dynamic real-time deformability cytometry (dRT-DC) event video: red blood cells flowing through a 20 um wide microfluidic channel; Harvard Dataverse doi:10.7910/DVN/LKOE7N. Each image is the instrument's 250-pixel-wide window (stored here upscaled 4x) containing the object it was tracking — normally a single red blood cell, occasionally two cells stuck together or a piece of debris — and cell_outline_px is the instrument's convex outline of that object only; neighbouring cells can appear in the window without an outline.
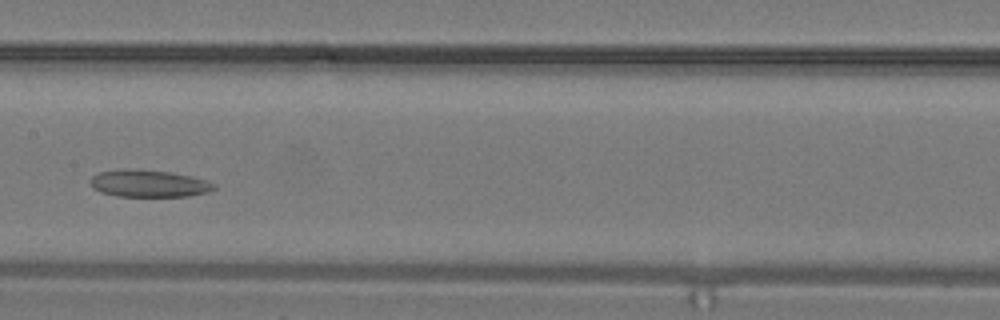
{"species": "common noctule bat (a hibernating species)", "species_latin": "Nyctalus noctula", "temperature_condition": "warm", "stored_images_in_passage": 13, "camera_frame_rate_fps": 3000, "um_per_image_px": 0.085, "animal": {"sex": "male", "body_mass_g": 19.2, "forearm_length_mm": 51.8}, "frame": {"image": 1, "passage_image": 10, "time_ms": 3.0, "image_size_px": [1000, 320], "cell_outline_px": [[216, 188], [208, 192], [188, 196], [120, 196], [100, 192], [92, 188], [88, 180], [92, 176], [100, 172], [120, 168], [136, 168], [172, 172], [192, 176], [208, 180], [216, 184]], "centroid_in_image_um": [12.64, 15.57], "position_along_channel_um": 194.8, "area_um2": 20.0}}
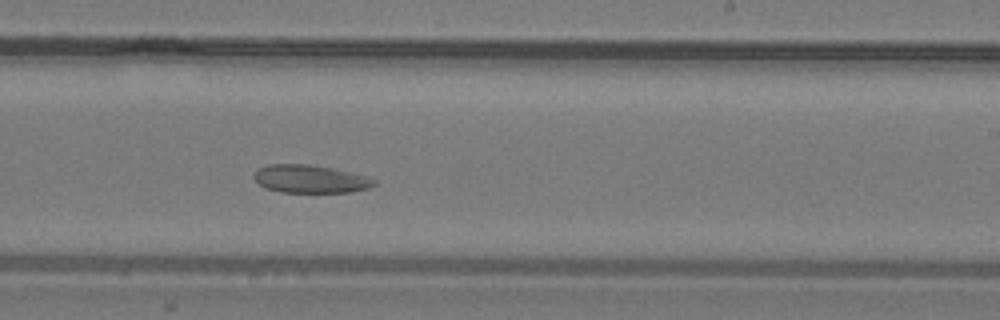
{"frame": {"image": 2, "passage_image": 13, "time_ms": 4.0, "image_size_px": [1000, 320], "cell_outline_px": [[376, 184], [368, 188], [348, 192], [284, 192], [268, 188], [260, 184], [252, 176], [256, 168], [268, 164], [308, 164], [332, 168], [352, 172], [368, 176], [376, 180]], "centroid_in_image_um": [26.37, 15.19], "position_along_channel_um": 262.6, "area_um2": 19.59}}